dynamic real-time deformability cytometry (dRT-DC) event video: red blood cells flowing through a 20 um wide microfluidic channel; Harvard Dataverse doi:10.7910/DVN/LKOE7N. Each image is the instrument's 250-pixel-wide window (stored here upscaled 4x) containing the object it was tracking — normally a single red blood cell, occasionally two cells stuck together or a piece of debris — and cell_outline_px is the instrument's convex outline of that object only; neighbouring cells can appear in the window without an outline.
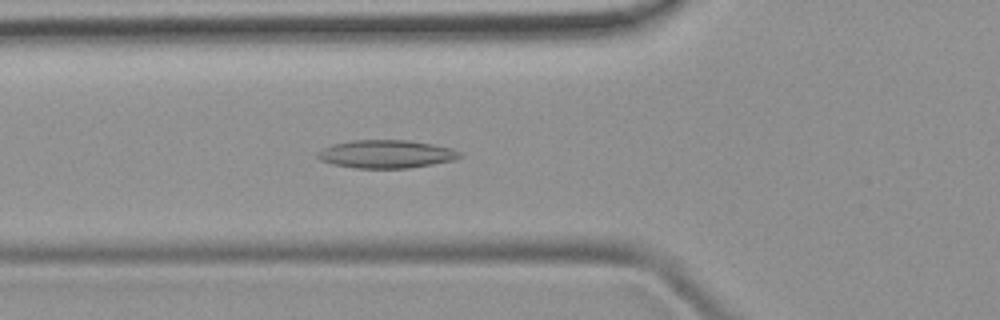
{"species": "common noctule bat (a hibernating species)", "species_latin": "Nyctalus noctula", "temperature_condition": "room temperature", "stored_images_in_passage": 48, "camera_frame_rate_fps": 3000, "um_per_image_px": 0.085, "animal": {"sex": "female", "body_mass_g": 19.9}, "frame": {"image": 1, "passage_image": 17, "time_ms": 5.333, "image_size_px": [1000, 320], "cell_outline_px": [[464, 156], [456, 160], [408, 168], [356, 168], [332, 164], [320, 160], [316, 156], [324, 148], [332, 144], [352, 140], [408, 140], [432, 144], [452, 148], [460, 152]], "centroid_in_image_um": [32.86, 13.09], "position_along_channel_um": 92.9, "area_um2": 23.29}}
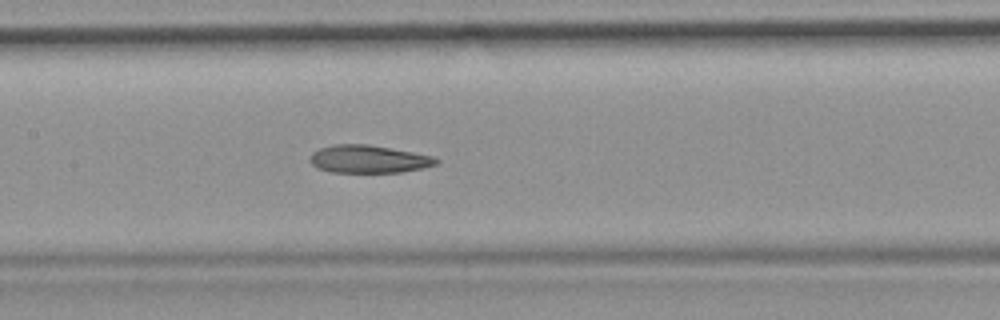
{"frame": {"image": 2, "passage_image": 23, "time_ms": 7.333, "image_size_px": [1000, 320], "cell_outline_px": [[440, 160], [436, 164], [424, 168], [400, 172], [332, 172], [316, 168], [308, 160], [308, 156], [312, 152], [320, 148], [332, 144], [368, 144], [412, 152], [432, 156]], "centroid_in_image_um": [31.28, 13.52], "position_along_channel_um": 176.1, "area_um2": 20.52}}
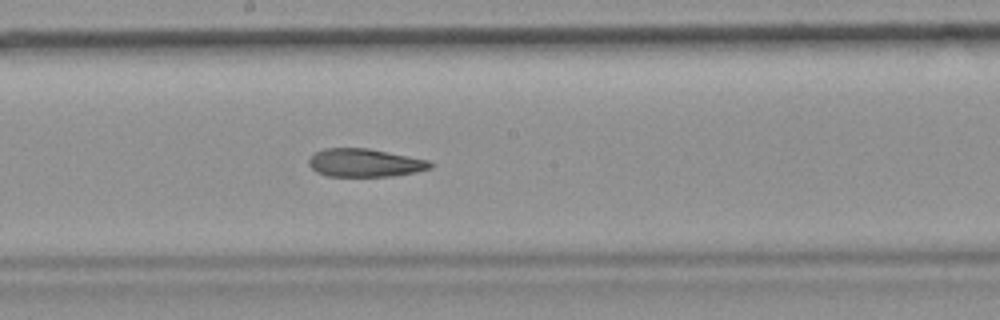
{"frame": {"image": 3, "passage_image": 26, "time_ms": 8.333, "image_size_px": [1000, 320], "cell_outline_px": [[436, 164], [432, 168], [416, 172], [392, 176], [328, 176], [316, 172], [308, 164], [308, 160], [316, 152], [324, 148], [368, 148], [432, 160]], "centroid_in_image_um": [31.08, 13.83], "position_along_channel_um": 217.1, "area_um2": 20.17}}